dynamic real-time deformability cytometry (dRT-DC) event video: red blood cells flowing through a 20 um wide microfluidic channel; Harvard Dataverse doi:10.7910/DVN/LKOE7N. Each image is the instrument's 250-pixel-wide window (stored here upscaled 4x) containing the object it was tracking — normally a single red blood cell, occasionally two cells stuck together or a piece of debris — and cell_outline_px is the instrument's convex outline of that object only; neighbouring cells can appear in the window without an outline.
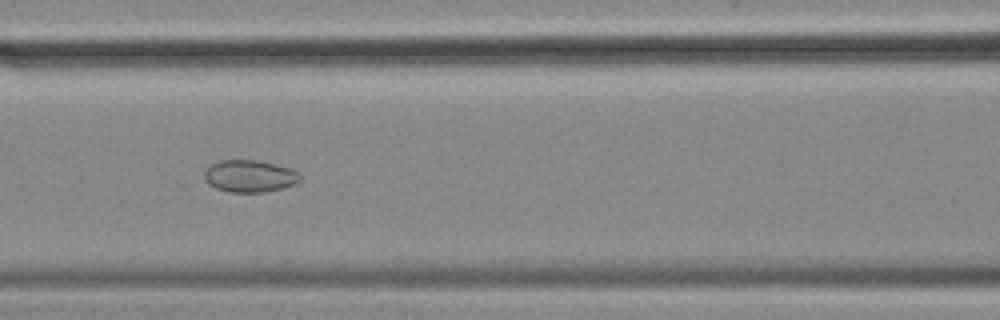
{"species": "common noctule bat (a hibernating species)", "species_latin": "Nyctalus noctula", "temperature_condition": "cold", "stored_images_in_passage": 44, "camera_frame_rate_fps": 3000, "um_per_image_px": 0.085, "animal": {"sex": "female", "body_mass_g": 18.4}, "frame": {"image": 1, "passage_image": 24, "time_ms": 7.667, "image_size_px": [1000, 320], "cell_outline_px": [[300, 180], [296, 184], [264, 192], [228, 192], [216, 188], [208, 184], [204, 176], [204, 172], [212, 164], [220, 160], [256, 160], [276, 164], [288, 168], [296, 172], [300, 176]], "centroid_in_image_um": [21.2, 14.97], "position_along_channel_um": 145.4, "area_um2": 17.74}}
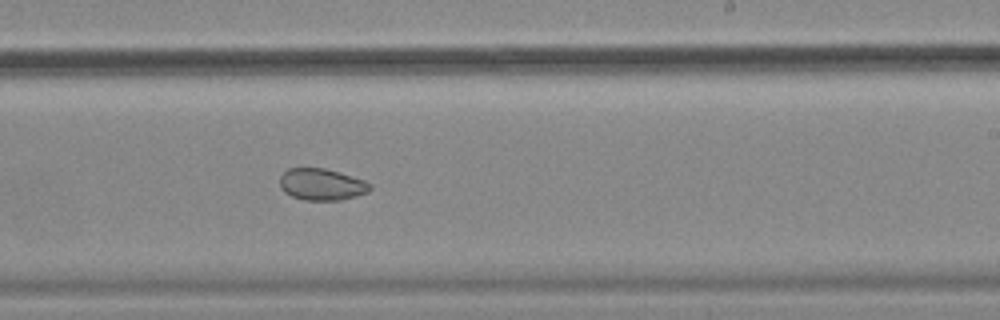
{"frame": {"image": 2, "passage_image": 34, "time_ms": 11.0, "image_size_px": [1000, 320], "cell_outline_px": [[372, 188], [368, 192], [356, 196], [340, 200], [304, 200], [292, 196], [284, 192], [280, 188], [280, 176], [288, 168], [324, 168], [364, 180], [372, 184]], "centroid_in_image_um": [27.34, 15.68], "position_along_channel_um": 261.7, "area_um2": 16.65}}
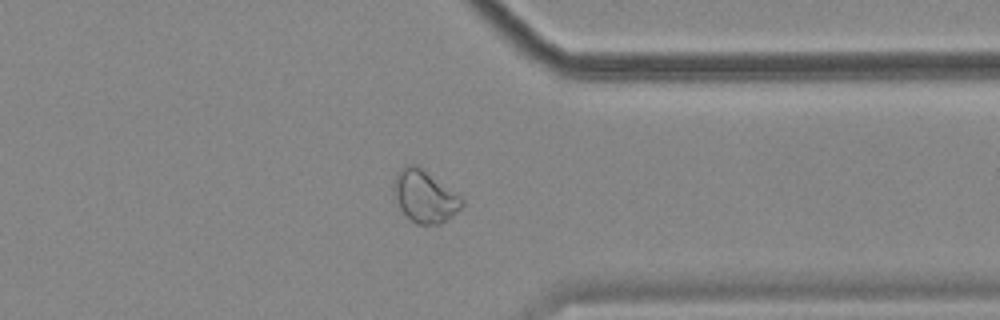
{"frame": {"image": 3, "passage_image": 44, "time_ms": 14.333, "image_size_px": [1000, 320], "cell_outline_px": [[464, 204], [456, 212], [440, 224], [416, 224], [400, 208], [392, 188], [392, 184], [396, 172], [400, 168], [408, 164], [416, 164], [460, 196], [464, 200]], "centroid_in_image_um": [36.07, 16.67], "position_along_channel_um": 375.3, "area_um2": 20.4}, "authors_computed_cell_mechanics": {"area_um2": 19.363, "velocity_mm_per_s": 3.5106, "shape_relaxation_time_tau1_ms": null, "shape_relaxation_time_tau2_ms": 2.8616, "deformation_change_tau1": null, "deformation_change_tau2": 0.055}}